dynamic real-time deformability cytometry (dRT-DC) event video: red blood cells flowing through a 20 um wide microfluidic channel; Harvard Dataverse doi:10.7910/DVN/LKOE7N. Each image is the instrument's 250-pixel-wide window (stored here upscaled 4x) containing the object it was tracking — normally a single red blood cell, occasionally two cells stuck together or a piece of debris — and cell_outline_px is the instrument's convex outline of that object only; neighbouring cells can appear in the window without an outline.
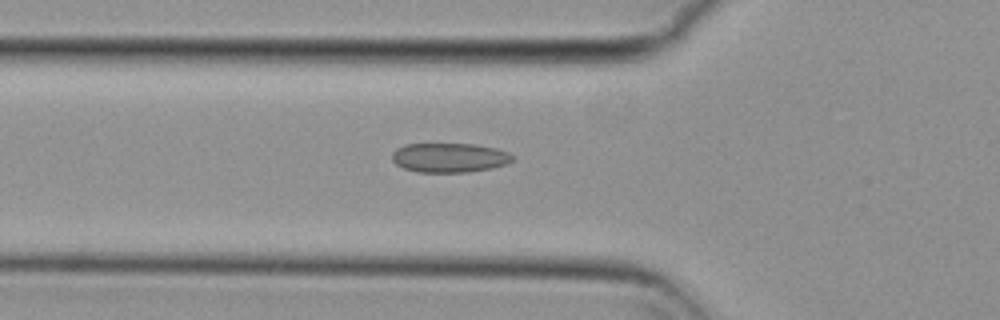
{"species": "common noctule bat (a hibernating species)", "species_latin": "Nyctalus noctula", "temperature_condition": "cold", "stored_images_in_passage": 48, "camera_frame_rate_fps": 3000, "um_per_image_px": 0.085, "animal": {"sex": "female", "body_mass_g": 29.2, "forearm_length_mm": 56.3}, "frame": {"image": 1, "passage_image": 18, "time_ms": 5.667, "image_size_px": [1000, 320], "cell_outline_px": [[516, 156], [508, 164], [492, 168], [468, 172], [416, 172], [404, 168], [396, 164], [392, 160], [392, 152], [396, 148], [404, 144], [476, 144], [496, 148], [508, 152]], "centroid_in_image_um": [38.22, 13.4], "position_along_channel_um": 87.6, "area_um2": 20.87}}
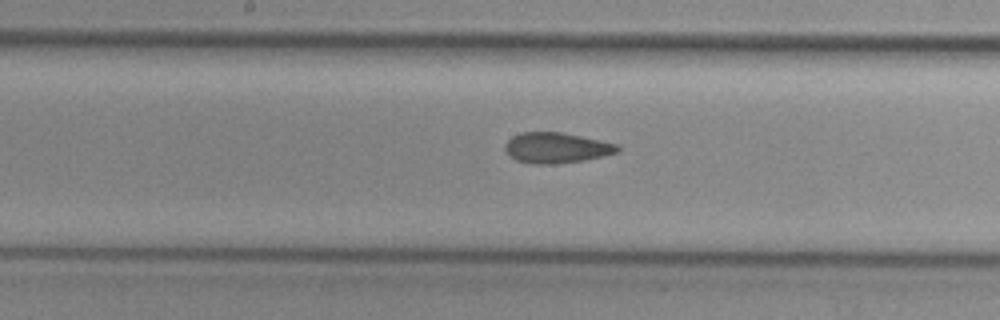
{"frame": {"image": 2, "passage_image": 27, "time_ms": 8.667, "image_size_px": [1000, 320], "cell_outline_px": [[620, 152], [604, 156], [584, 160], [552, 164], [536, 164], [516, 160], [504, 148], [504, 144], [512, 136], [520, 132], [560, 132], [620, 144]], "centroid_in_image_um": [47.33, 12.56], "position_along_channel_um": 200.9, "area_um2": 20.0}}
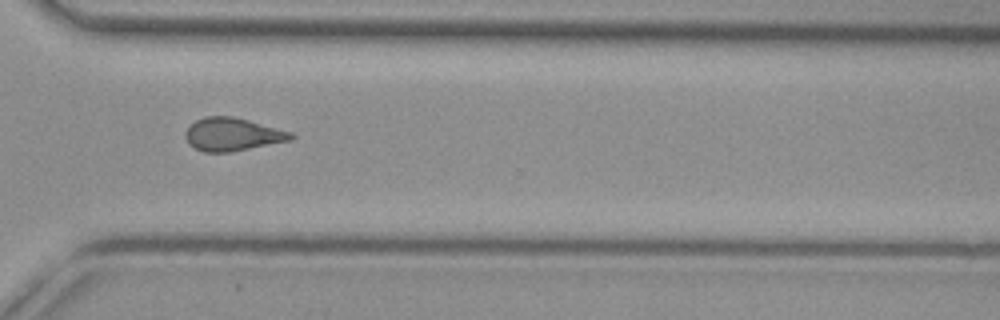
{"frame": {"image": 3, "passage_image": 39, "time_ms": 12.667, "image_size_px": [1000, 320], "cell_outline_px": [[296, 136], [292, 140], [228, 152], [204, 152], [188, 144], [184, 136], [184, 132], [196, 120], [204, 116], [232, 116], [248, 120], [292, 132]], "centroid_in_image_um": [19.75, 11.42], "position_along_channel_um": 350.9, "area_um2": 20.23}, "authors_computed_cell_mechanics": {"area_um2": 20.4034, "velocity_mm_per_s": 3.7522, "shape_relaxation_time_tau1_ms": null, "shape_relaxation_time_tau2_ms": 2.6557, "deformation_change_tau1": null, "deformation_change_tau2": 0.0936}}